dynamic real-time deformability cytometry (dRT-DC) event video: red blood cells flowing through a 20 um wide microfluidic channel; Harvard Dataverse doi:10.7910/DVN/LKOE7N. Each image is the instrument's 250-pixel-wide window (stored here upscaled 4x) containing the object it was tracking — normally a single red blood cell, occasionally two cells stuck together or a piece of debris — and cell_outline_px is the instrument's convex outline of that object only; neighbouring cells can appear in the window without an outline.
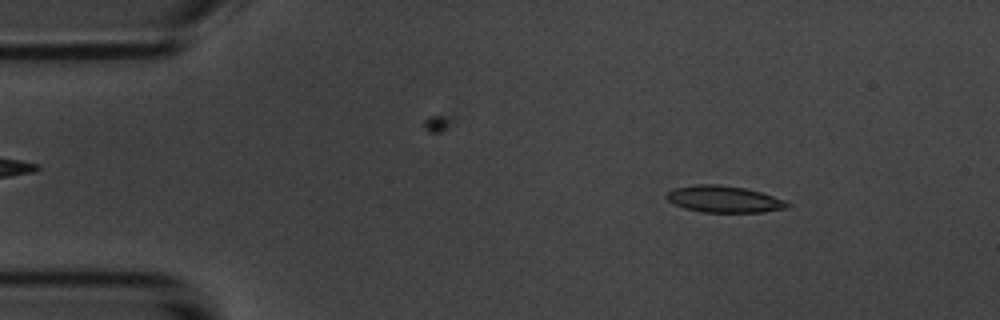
{"species": "common noctule bat (a hibernating species)", "species_latin": "Nyctalus noctula", "temperature_condition": "room temperature", "stored_images_in_passage": 3, "camera_frame_rate_fps": 3000, "um_per_image_px": 0.085, "animal": {"sex": "male", "body_mass_g": 20.1, "forearm_length_mm": 53.5}, "frame": {"image": 1, "passage_image": 1, "time_ms": 0.0, "image_size_px": [1000, 320], "cell_outline_px": [[792, 204], [788, 208], [764, 212], [704, 212], [684, 208], [668, 200], [664, 196], [668, 192], [676, 188], [696, 184], [720, 184], [744, 188], [760, 192], [784, 200]], "centroid_in_image_um": [61.56, 16.93], "position_along_channel_um": 23.4, "area_um2": 18.67}}